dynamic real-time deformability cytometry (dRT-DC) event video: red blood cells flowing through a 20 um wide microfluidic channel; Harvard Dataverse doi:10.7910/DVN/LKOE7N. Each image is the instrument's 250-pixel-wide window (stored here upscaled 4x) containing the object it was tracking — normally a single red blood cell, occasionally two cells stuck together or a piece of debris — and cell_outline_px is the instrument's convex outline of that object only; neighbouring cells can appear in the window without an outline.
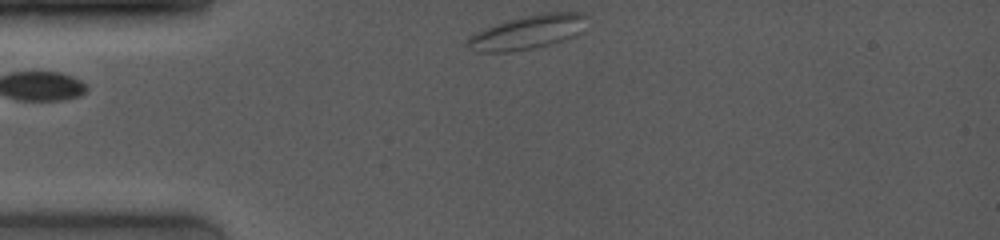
{"species": "common noctule bat (a hibernating species)", "species_latin": "Nyctalus noctula", "temperature_condition": "room temperature", "stored_images_in_passage": 50, "camera_frame_rate_fps": 4000, "um_per_image_px": 0.085, "animal": {"sex": "female", "body_mass_g": 19.0, "forearm_length_mm": 53.3}, "frame": {"image": 1, "passage_image": 1, "time_ms": 0.0, "image_size_px": [1000, 240], "cell_outline_px": [[588, 16], [580, 32], [572, 36], [552, 44], [512, 52], [476, 52], [468, 48], [464, 44], [464, 40], [476, 32], [512, 20], [528, 16], [548, 12], [584, 12]], "centroid_in_image_um": [44.83, 2.76], "position_along_channel_um": 40.2, "area_um2": 23.24}}
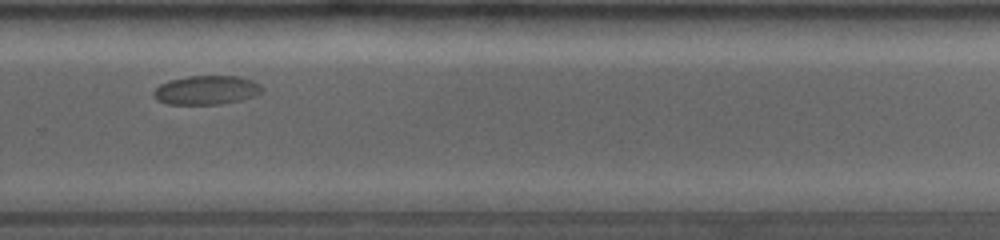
{"frame": {"image": 2, "passage_image": 33, "time_ms": 8.25, "image_size_px": [1000, 240], "cell_outline_px": [[264, 88], [256, 96], [240, 100], [220, 104], [168, 104], [156, 100], [152, 92], [160, 84], [172, 80], [188, 76], [240, 76], [252, 80], [260, 84]], "centroid_in_image_um": [17.56, 7.66], "position_along_channel_um": 312.2, "area_um2": 18.32}}
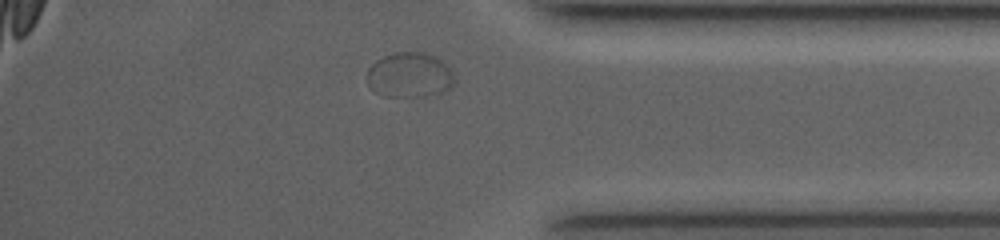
{"frame": {"image": 3, "passage_image": 46, "time_ms": 10.75, "image_size_px": [1000, 240], "cell_outline_px": [[452, 88], [440, 92], [424, 96], [384, 96], [376, 92], [368, 84], [368, 68], [376, 60], [392, 52], [424, 52], [440, 56], [452, 72]], "centroid_in_image_um": [34.82, 6.35], "position_along_channel_um": 400.4, "area_um2": 22.95}}